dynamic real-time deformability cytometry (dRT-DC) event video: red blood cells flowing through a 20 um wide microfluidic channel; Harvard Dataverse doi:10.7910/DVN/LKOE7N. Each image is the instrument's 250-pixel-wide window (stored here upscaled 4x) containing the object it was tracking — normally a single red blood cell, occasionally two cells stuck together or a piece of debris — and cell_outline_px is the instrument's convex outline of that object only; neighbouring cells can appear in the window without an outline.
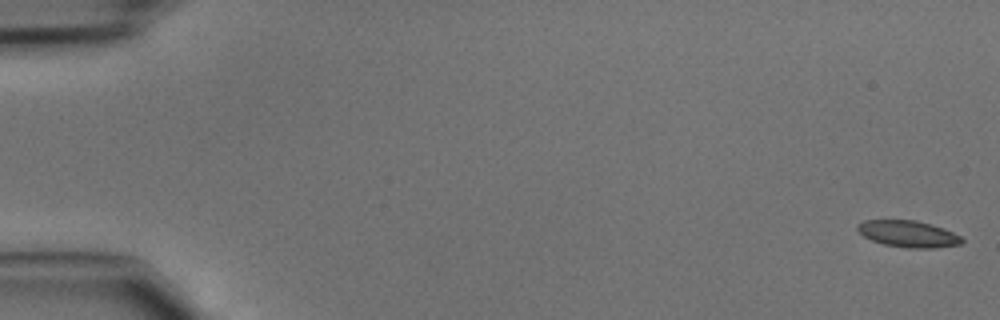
{"species": "common noctule bat (a hibernating species)", "species_latin": "Nyctalus noctula", "temperature_condition": "cold", "stored_images_in_passage": 46, "camera_frame_rate_fps": 3000, "um_per_image_px": 0.085, "animal": {"sex": "male", "body_mass_g": 15.6}, "frame": {"image": 1, "passage_image": 1, "time_ms": 0.0, "image_size_px": [1000, 320], "cell_outline_px": [[964, 240], [960, 244], [936, 248], [908, 248], [884, 244], [872, 240], [864, 236], [856, 228], [856, 224], [864, 220], [916, 220], [932, 224], [944, 228], [960, 236]], "centroid_in_image_um": [77.2, 19.87], "position_along_channel_um": 7.8, "area_um2": 16.18}}
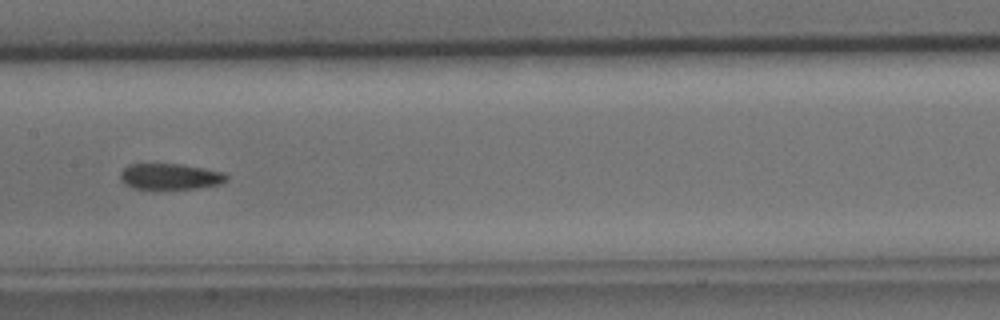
{"frame": {"image": 2, "passage_image": 24, "time_ms": 7.667, "image_size_px": [1000, 320], "cell_outline_px": [[228, 180], [220, 184], [196, 188], [132, 188], [120, 180], [120, 172], [128, 164], [180, 164], [204, 168], [224, 172], [228, 176]], "centroid_in_image_um": [14.47, 14.99], "position_along_channel_um": 192.9, "area_um2": 15.95}}
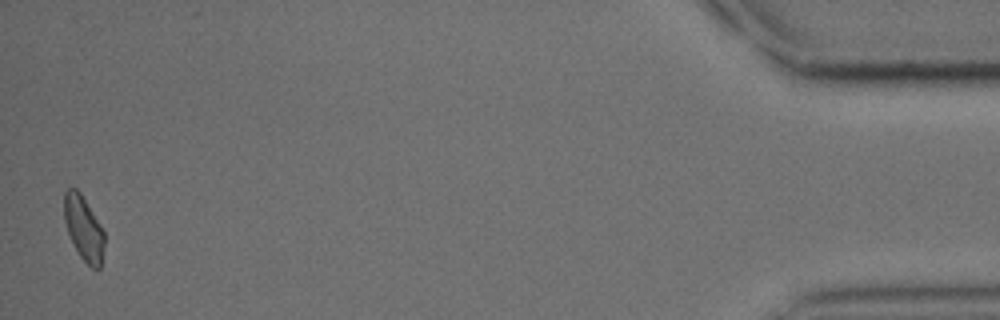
{"frame": {"image": 3, "passage_image": 46, "time_ms": 15.0, "image_size_px": [1000, 320], "cell_outline_px": [[104, 244], [100, 268], [92, 268], [80, 256], [68, 232], [64, 220], [64, 192], [68, 188], [76, 188], [80, 192], [104, 232]], "centroid_in_image_um": [7.1, 19.38], "position_along_channel_um": 428.1, "area_um2": 14.68}}